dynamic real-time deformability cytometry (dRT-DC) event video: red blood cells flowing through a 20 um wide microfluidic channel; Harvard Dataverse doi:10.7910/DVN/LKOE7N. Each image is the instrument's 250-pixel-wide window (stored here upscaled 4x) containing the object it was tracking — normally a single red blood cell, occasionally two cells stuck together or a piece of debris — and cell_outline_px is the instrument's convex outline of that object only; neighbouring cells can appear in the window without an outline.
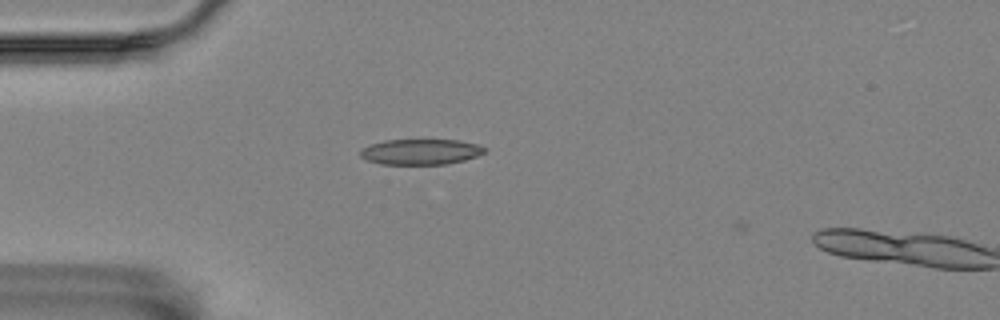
{"species": "Egyptian fruit bat (a non-hibernating species)", "species_latin": "Rousettus aegyptiacus", "temperature_condition": "room temperature", "stored_images_in_passage": 5, "camera_frame_rate_fps": 3000, "um_per_image_px": 0.085, "animal": {"sex": "female"}, "frame": {"image": 1, "passage_image": 4, "time_ms": 1.0, "image_size_px": [1000, 320], "cell_outline_px": [[488, 148], [484, 152], [476, 156], [464, 160], [448, 164], [380, 164], [368, 160], [360, 156], [360, 148], [384, 140], [460, 140], [476, 144]], "centroid_in_image_um": [35.75, 12.9], "position_along_channel_um": 49.2, "area_um2": 18.5}}